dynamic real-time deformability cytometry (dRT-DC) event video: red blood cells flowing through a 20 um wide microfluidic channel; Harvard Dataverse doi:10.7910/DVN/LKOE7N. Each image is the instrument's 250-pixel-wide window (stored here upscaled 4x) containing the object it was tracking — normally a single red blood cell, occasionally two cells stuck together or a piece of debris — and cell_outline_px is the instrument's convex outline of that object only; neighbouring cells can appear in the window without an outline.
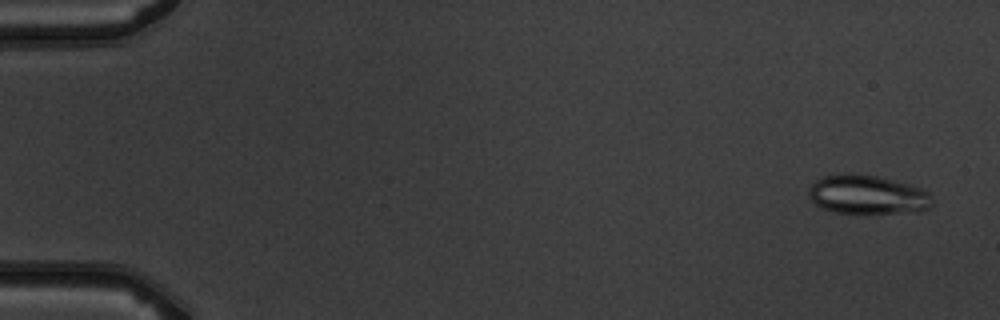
{"species": "common noctule bat (a hibernating species)", "species_latin": "Nyctalus noctula", "temperature_condition": "warm", "stored_images_in_passage": 3, "camera_frame_rate_fps": 3000, "um_per_image_px": 0.085, "animal": {"sex": "male", "body_mass_g": 19.5, "forearm_length_mm": 54.6}, "frame": {"image": 1, "passage_image": 1, "time_ms": 0.0, "image_size_px": [1000, 320], "cell_outline_px": [[932, 204], [928, 208], [920, 212], [836, 212], [824, 208], [816, 204], [812, 200], [808, 192], [808, 188], [816, 180], [824, 176], [848, 172], [876, 176], [908, 184], [920, 188], [928, 192], [932, 196]], "centroid_in_image_um": [73.74, 16.53], "position_along_channel_um": 11.3, "area_um2": 27.74}}